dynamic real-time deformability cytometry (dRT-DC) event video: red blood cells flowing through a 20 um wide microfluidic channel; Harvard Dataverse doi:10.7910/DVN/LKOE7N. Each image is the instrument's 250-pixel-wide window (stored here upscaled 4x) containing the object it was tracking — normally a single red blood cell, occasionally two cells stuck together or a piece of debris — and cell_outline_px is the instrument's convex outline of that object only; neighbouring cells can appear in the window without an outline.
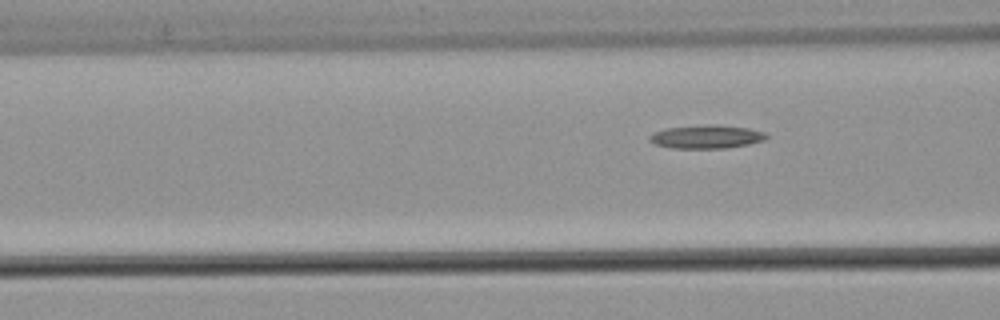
{"species": "common noctule bat (a hibernating species)", "species_latin": "Nyctalus noctula", "temperature_condition": "warm", "stored_images_in_passage": 6, "camera_frame_rate_fps": 3000, "um_per_image_px": 0.085, "animal": {"sex": "male", "body_mass_g": 21.5, "forearm_length_mm": 52.0}, "frame": {"image": 1, "passage_image": 6, "time_ms": 1.667, "image_size_px": [1000, 320], "cell_outline_px": [[768, 136], [764, 140], [748, 144], [724, 148], [672, 148], [656, 144], [648, 140], [648, 136], [652, 132], [664, 128], [708, 124], [716, 124], [748, 128], [764, 132]], "centroid_in_image_um": [60.0, 11.61], "position_along_channel_um": 106.6, "area_um2": 16.01}}